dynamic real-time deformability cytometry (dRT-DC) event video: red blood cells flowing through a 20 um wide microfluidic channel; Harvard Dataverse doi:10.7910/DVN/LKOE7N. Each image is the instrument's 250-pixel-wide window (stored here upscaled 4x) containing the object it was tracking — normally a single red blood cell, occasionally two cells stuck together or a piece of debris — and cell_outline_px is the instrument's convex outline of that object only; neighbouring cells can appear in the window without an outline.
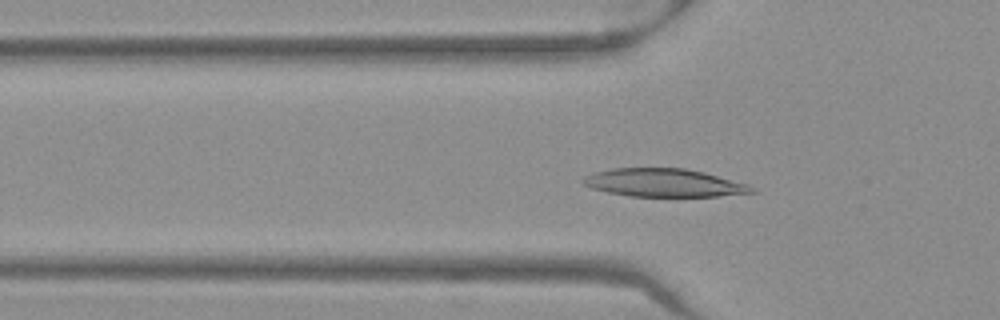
{"species": "Egyptian fruit bat (a non-hibernating species)", "species_latin": "Rousettus aegyptiacus", "temperature_condition": "warm", "stored_images_in_passage": 38, "camera_frame_rate_fps": 3000, "um_per_image_px": 0.085, "frame": {"image": 1, "passage_image": 14, "time_ms": 4.333, "image_size_px": [1000, 320], "cell_outline_px": [[756, 192], [716, 196], [628, 196], [608, 192], [592, 188], [584, 184], [580, 180], [596, 172], [612, 168], [684, 168], [704, 172], [748, 184], [756, 188]], "centroid_in_image_um": [56.46, 15.53], "position_along_channel_um": 69.3, "area_um2": 27.4}}
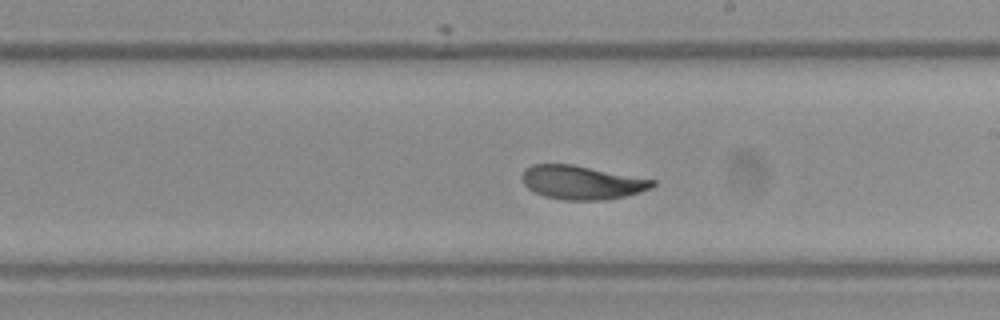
{"frame": {"image": 2, "passage_image": 27, "time_ms": 8.667, "image_size_px": [1000, 320], "cell_outline_px": [[656, 184], [652, 188], [640, 192], [624, 196], [604, 200], [564, 200], [544, 196], [528, 188], [524, 184], [524, 172], [532, 164], [572, 164], [656, 180]], "centroid_in_image_um": [49.5, 15.51], "position_along_channel_um": 239.5, "area_um2": 25.37}}
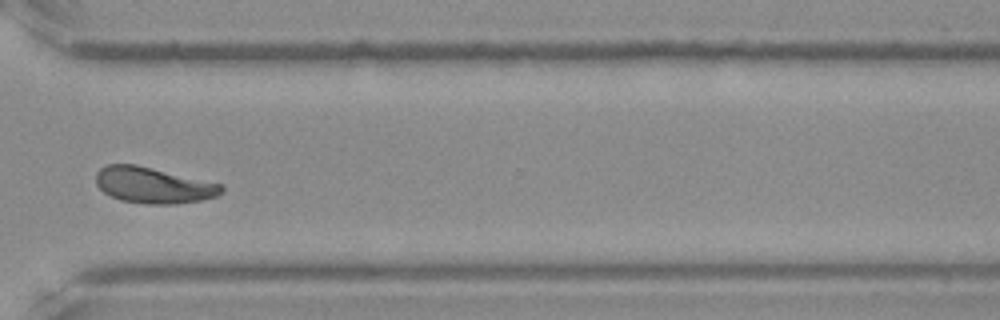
{"frame": {"image": 3, "passage_image": 36, "time_ms": 11.667, "image_size_px": [1000, 320], "cell_outline_px": [[224, 192], [220, 196], [200, 200], [176, 204], [148, 204], [120, 200], [104, 192], [96, 184], [96, 172], [100, 168], [108, 164], [136, 164], [220, 184], [224, 188]], "centroid_in_image_um": [13.03, 15.75], "position_along_channel_um": 357.6, "area_um2": 26.24}, "authors_computed_cell_mechanics": {"area_um2": 26.5302, "velocity_mm_per_s": 3.9269, "shape_relaxation_time_tau1_ms": 3.741, "shape_relaxation_time_tau2_ms": 1.4923, "deformation_change_tau1": 0.119, "deformation_change_tau2": 0.0562}}